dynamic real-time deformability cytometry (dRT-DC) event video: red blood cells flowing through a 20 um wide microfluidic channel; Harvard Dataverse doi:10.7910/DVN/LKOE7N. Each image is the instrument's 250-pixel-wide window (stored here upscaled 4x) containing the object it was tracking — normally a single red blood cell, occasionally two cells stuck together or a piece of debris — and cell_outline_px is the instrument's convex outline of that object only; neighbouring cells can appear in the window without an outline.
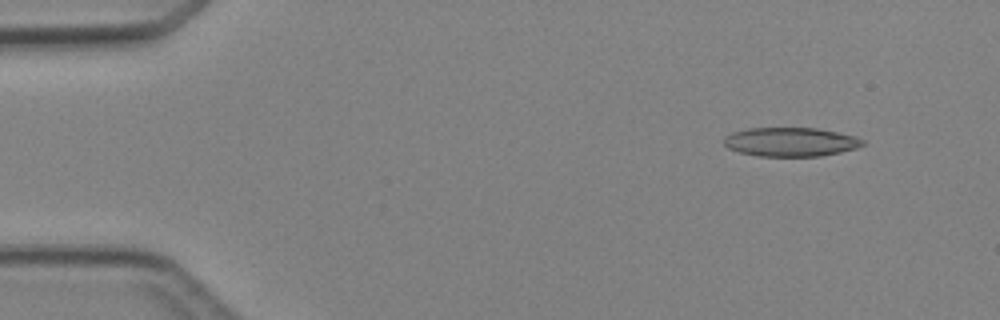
{"species": "Egyptian fruit bat (a non-hibernating species)", "species_latin": "Rousettus aegyptiacus", "temperature_condition": "cold", "stored_images_in_passage": 5, "camera_frame_rate_fps": 3000, "um_per_image_px": 0.085, "animal": {"sex": "female"}, "frame": {"image": 1, "passage_image": 2, "time_ms": 1.0, "image_size_px": [1000, 320], "cell_outline_px": [[864, 144], [856, 148], [840, 152], [820, 156], [756, 156], [740, 152], [728, 148], [724, 144], [724, 136], [732, 132], [748, 128], [816, 128], [856, 136], [864, 140]], "centroid_in_image_um": [67.19, 12.06], "position_along_channel_um": 17.8, "area_um2": 23.41}}
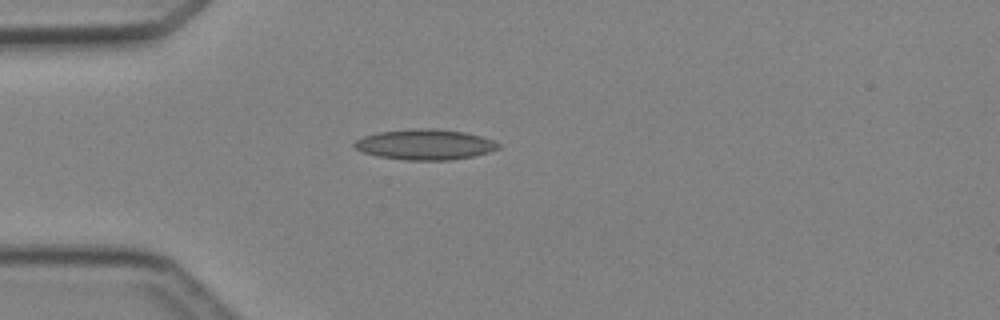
{"frame": {"image": 2, "passage_image": 4, "time_ms": 3.667, "image_size_px": [1000, 320], "cell_outline_px": [[500, 148], [488, 152], [472, 156], [452, 160], [404, 160], [376, 156], [364, 152], [356, 148], [352, 144], [356, 140], [364, 136], [380, 132], [416, 128], [432, 128], [464, 132], [480, 136], [492, 140], [500, 144]], "centroid_in_image_um": [36.12, 12.29], "position_along_channel_um": 48.9, "area_um2": 25.43}}